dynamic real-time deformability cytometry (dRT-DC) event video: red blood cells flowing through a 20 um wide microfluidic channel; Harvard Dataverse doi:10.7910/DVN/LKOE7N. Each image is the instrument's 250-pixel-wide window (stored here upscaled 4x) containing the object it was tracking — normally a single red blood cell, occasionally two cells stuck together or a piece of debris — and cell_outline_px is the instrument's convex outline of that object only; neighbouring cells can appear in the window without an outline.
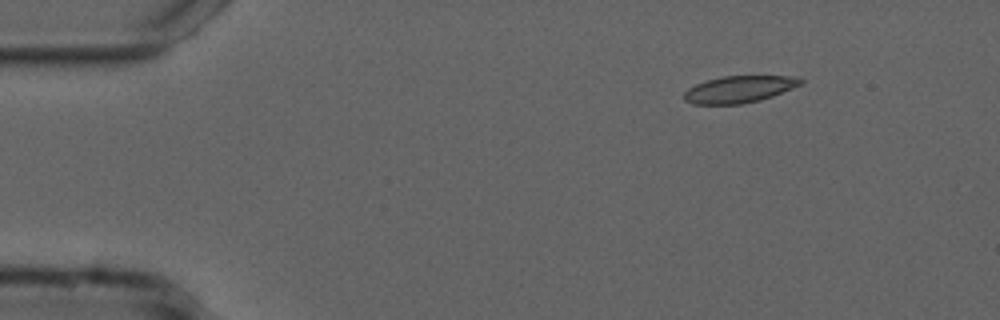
{"species": "common noctule bat (a hibernating species)", "species_latin": "Nyctalus noctula", "temperature_condition": "cold", "stored_images_in_passage": 11, "camera_frame_rate_fps": 3000, "um_per_image_px": 0.085, "animal": {"sex": "male", "forearm_length_mm": 52.5}, "frame": {"image": 1, "passage_image": 1, "time_ms": 0.0, "image_size_px": [1000, 320], "cell_outline_px": [[804, 80], [800, 84], [792, 88], [772, 96], [760, 100], [740, 104], [692, 104], [684, 100], [684, 92], [688, 88], [696, 84], [708, 80], [724, 76], [800, 76]], "centroid_in_image_um": [62.83, 7.58], "position_along_channel_um": 22.2, "area_um2": 18.15}}